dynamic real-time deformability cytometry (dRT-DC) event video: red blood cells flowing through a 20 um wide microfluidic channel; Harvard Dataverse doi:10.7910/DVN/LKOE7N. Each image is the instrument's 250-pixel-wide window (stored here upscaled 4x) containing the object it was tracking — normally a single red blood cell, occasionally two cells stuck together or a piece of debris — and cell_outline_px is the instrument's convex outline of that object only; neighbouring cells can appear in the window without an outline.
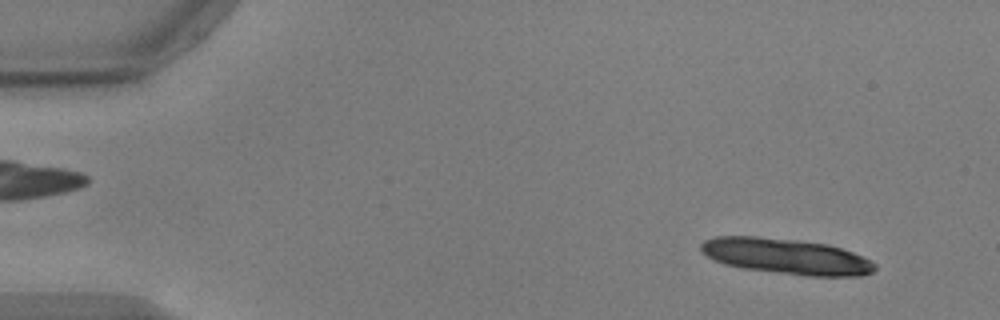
{"species": "common noctule bat (a hibernating species)", "species_latin": "Nyctalus noctula", "temperature_condition": "warm", "stored_images_in_passage": 15, "camera_frame_rate_fps": 3000, "um_per_image_px": 0.085, "animal": {"sex": "male", "body_mass_g": 17.9, "forearm_length_mm": 54.2}, "frame": {"image": 1, "passage_image": 4, "time_ms": 1.0, "image_size_px": [1000, 320], "cell_outline_px": [[876, 268], [872, 272], [860, 276], [808, 276], [744, 268], [724, 264], [708, 256], [700, 248], [700, 244], [704, 240], [716, 236], [756, 236], [796, 240], [828, 244], [852, 252], [876, 264]], "centroid_in_image_um": [66.82, 21.78], "position_along_channel_um": 18.2, "area_um2": 35.78}}